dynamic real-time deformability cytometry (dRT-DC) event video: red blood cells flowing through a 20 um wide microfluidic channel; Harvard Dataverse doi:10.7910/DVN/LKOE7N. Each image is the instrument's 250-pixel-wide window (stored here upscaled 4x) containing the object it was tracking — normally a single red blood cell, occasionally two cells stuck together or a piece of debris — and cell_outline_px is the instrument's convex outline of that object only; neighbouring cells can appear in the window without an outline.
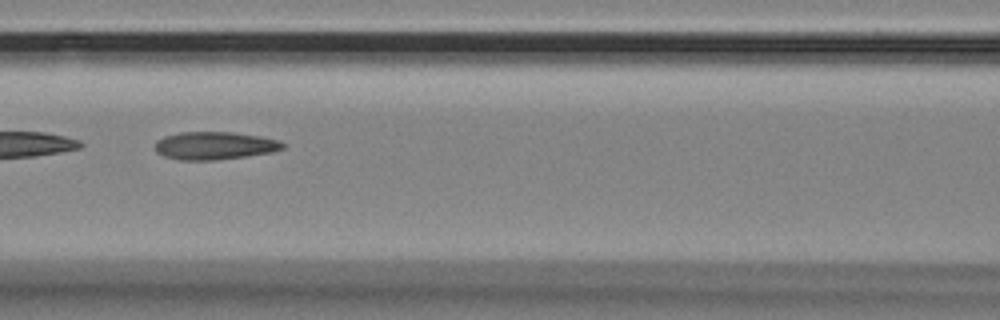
{"species": "Egyptian fruit bat (a non-hibernating species)", "species_latin": "Rousettus aegyptiacus", "temperature_condition": "room temperature", "stored_images_in_passage": 23, "camera_frame_rate_fps": 3000, "um_per_image_px": 0.085, "animal": {"sex": "female"}, "frame": {"image": 1, "passage_image": 7, "time_ms": 2.0, "image_size_px": [1000, 320], "cell_outline_px": [[288, 144], [284, 148], [272, 152], [248, 156], [216, 160], [180, 160], [164, 156], [156, 152], [156, 140], [164, 136], [180, 132], [232, 132], [260, 136], [280, 140]], "centroid_in_image_um": [18.28, 12.38], "position_along_channel_um": 148.3, "area_um2": 20.92}}
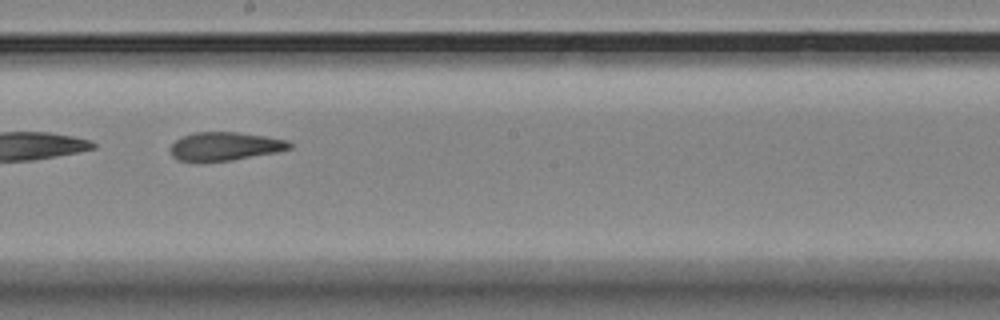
{"frame": {"image": 2, "passage_image": 14, "time_ms": 4.333, "image_size_px": [1000, 320], "cell_outline_px": [[292, 148], [276, 152], [232, 160], [180, 160], [172, 156], [172, 144], [176, 140], [184, 136], [196, 132], [236, 132], [264, 136], [288, 140], [292, 144]], "centroid_in_image_um": [19.18, 12.42], "position_along_channel_um": 229.0, "area_um2": 19.19}}